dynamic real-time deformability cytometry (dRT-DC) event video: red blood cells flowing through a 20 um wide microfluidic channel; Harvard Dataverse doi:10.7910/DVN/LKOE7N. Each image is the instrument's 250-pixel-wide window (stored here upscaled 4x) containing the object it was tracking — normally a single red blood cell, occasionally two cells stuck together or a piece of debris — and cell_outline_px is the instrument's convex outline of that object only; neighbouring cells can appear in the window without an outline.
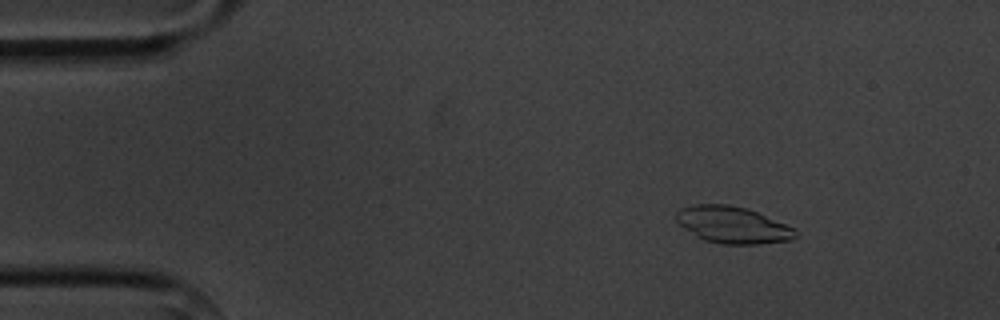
{"species": "common noctule bat (a hibernating species)", "species_latin": "Nyctalus noctula", "temperature_condition": "cold", "stored_images_in_passage": 6, "camera_frame_rate_fps": 3000, "um_per_image_px": 0.085, "animal": {"sex": "male", "body_mass_g": 20.1, "forearm_length_mm": 53.5}, "frame": {"image": 1, "passage_image": 3, "time_ms": 2.333, "image_size_px": [1000, 320], "cell_outline_px": [[796, 236], [792, 240], [760, 244], [720, 244], [704, 240], [696, 236], [684, 228], [676, 220], [676, 212], [680, 208], [696, 204], [728, 204], [744, 208], [756, 212], [796, 228]], "centroid_in_image_um": [62.27, 19.12], "position_along_channel_um": 22.7, "area_um2": 25.49}}